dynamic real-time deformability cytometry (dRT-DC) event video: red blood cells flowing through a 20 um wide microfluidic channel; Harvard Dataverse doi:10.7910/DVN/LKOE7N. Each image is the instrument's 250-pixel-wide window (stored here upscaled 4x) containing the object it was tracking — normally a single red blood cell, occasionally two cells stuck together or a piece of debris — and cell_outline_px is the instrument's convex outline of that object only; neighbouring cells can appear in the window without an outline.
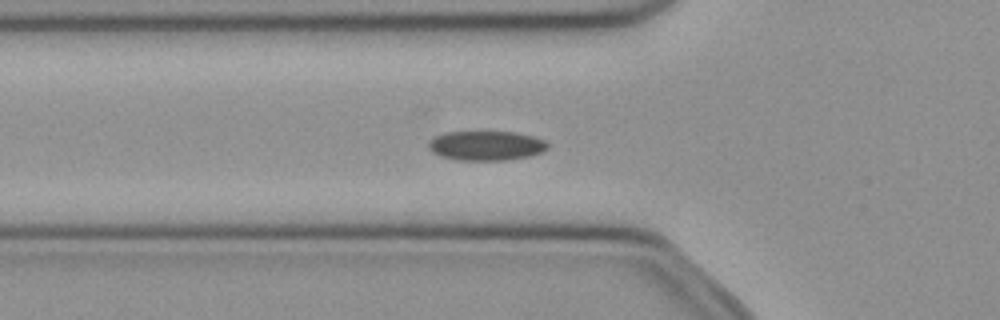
{"species": "common noctule bat (a hibernating species)", "species_latin": "Nyctalus noctula", "temperature_condition": "cold", "stored_images_in_passage": 42, "camera_frame_rate_fps": 3000, "um_per_image_px": 0.085, "animal": {"sex": "female", "body_mass_g": 21.9}, "frame": {"image": 1, "passage_image": 11, "time_ms": 3.333, "image_size_px": [1000, 320], "cell_outline_px": [[548, 148], [544, 152], [528, 156], [508, 160], [456, 160], [440, 156], [432, 152], [428, 148], [428, 140], [436, 136], [448, 132], [516, 132], [532, 136], [544, 140], [548, 144]], "centroid_in_image_um": [41.32, 12.39], "position_along_channel_um": 84.5, "area_um2": 20.58}}
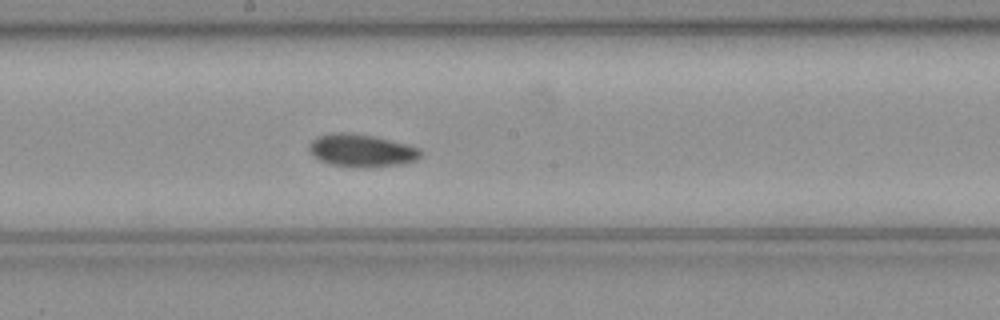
{"frame": {"image": 2, "passage_image": 21, "time_ms": 6.667, "image_size_px": [1000, 320], "cell_outline_px": [[420, 156], [416, 160], [404, 164], [376, 168], [368, 168], [332, 164], [320, 160], [312, 156], [308, 148], [308, 144], [316, 136], [336, 132], [348, 132], [372, 136], [420, 148]], "centroid_in_image_um": [30.7, 12.8], "position_along_channel_um": 217.5, "area_um2": 21.27}}
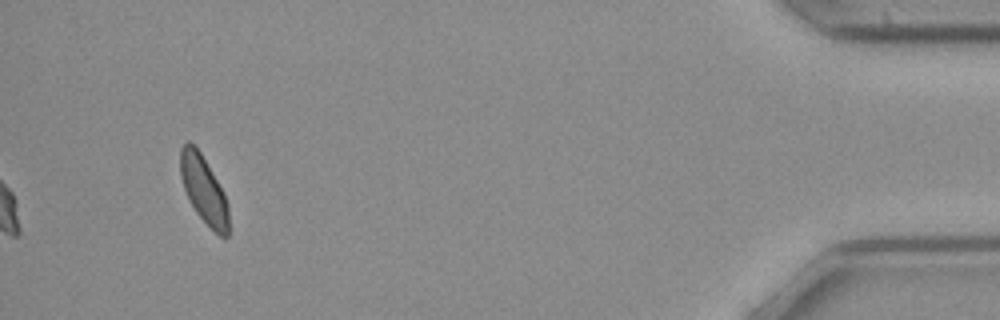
{"frame": {"image": 3, "passage_image": 42, "time_ms": 13.667, "image_size_px": [1000, 320], "cell_outline_px": [[228, 236], [220, 236], [196, 212], [188, 200], [180, 176], [180, 148], [188, 140], [200, 152], [224, 192], [228, 204]], "centroid_in_image_um": [17.3, 16.1], "position_along_channel_um": 417.9, "area_um2": 18.73}, "authors_computed_cell_mechanics": {"area_um2": 20.4612, "velocity_mm_per_s": 3.9588, "shape_relaxation_time_tau1_ms": 4.8093, "shape_relaxation_time_tau2_ms": 5.5558, "deformation_change_tau1": 0.0808, "deformation_change_tau2": 0.0808}}